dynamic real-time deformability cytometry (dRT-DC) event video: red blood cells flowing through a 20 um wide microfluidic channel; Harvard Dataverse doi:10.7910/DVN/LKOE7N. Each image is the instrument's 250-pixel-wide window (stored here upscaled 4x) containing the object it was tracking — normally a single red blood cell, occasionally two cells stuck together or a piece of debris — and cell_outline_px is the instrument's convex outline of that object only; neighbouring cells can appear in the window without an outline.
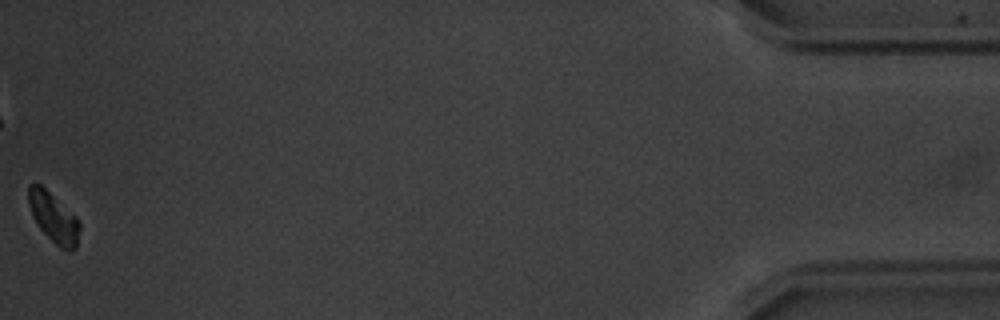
{"species": "common noctule bat (a hibernating species)", "species_latin": "Nyctalus noctula", "temperature_condition": "warm", "stored_images_in_passage": 40, "camera_frame_rate_fps": 3000, "um_per_image_px": 0.085, "animal": {"sex": "male", "body_mass_g": 20.1, "forearm_length_mm": 53.5}, "frame": {"image": 1, "passage_image": 40, "time_ms": 13.0, "image_size_px": [1000, 320], "cell_outline_px": [[80, 228], [76, 248], [60, 248], [36, 224], [32, 216], [28, 204], [28, 184], [40, 184], [76, 216], [80, 224]], "centroid_in_image_um": [4.53, 18.46], "position_along_channel_um": 430.7, "area_um2": 14.57}, "authors_computed_cell_mechanics": {"area_um2": 16.762, "velocity_mm_per_s": 3.7507, "shape_relaxation_time_tau1_ms": 1.9344, "shape_relaxation_time_tau2_ms": null, "deformation_change_tau1": 0.1378, "deformation_change_tau2": null}}